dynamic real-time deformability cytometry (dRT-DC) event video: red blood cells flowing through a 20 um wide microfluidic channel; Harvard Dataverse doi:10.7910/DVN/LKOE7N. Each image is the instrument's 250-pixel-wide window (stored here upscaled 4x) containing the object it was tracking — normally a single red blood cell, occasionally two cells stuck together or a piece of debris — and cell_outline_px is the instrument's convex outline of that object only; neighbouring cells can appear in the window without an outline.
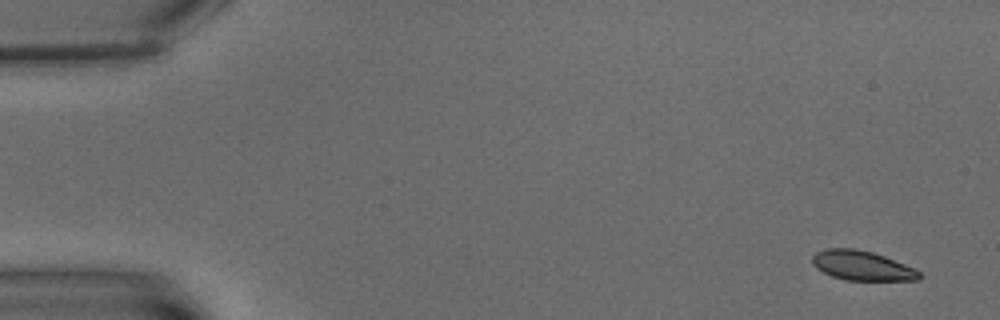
{"species": "common noctule bat (a hibernating species)", "species_latin": "Nyctalus noctula", "temperature_condition": "warm", "stored_images_in_passage": 4, "camera_frame_rate_fps": 3000, "um_per_image_px": 0.085, "animal": {"sex": "male", "body_mass_g": 15.6}, "frame": {"image": 1, "passage_image": 1, "time_ms": 0.0, "image_size_px": [1000, 320], "cell_outline_px": [[924, 276], [920, 280], [844, 280], [832, 276], [816, 268], [812, 264], [812, 256], [816, 252], [828, 248], [856, 248], [872, 252], [884, 256], [916, 268]], "centroid_in_image_um": [73.3, 22.58], "position_along_channel_um": 11.7, "area_um2": 18.61}}